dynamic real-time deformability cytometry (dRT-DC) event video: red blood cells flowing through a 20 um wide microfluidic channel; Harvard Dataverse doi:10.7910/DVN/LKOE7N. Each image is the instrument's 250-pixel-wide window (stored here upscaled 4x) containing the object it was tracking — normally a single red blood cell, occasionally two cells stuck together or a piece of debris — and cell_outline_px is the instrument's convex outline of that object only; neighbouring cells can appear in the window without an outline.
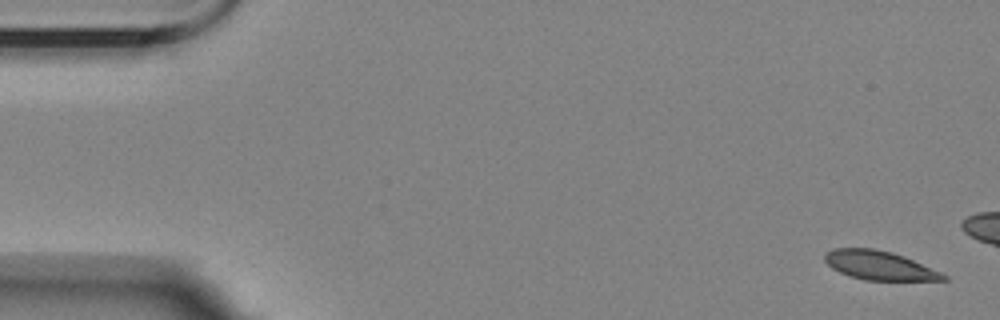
{"species": "Egyptian fruit bat (a non-hibernating species)", "species_latin": "Rousettus aegyptiacus", "temperature_condition": "room temperature", "stored_images_in_passage": 8, "camera_frame_rate_fps": 3000, "um_per_image_px": 0.085, "animal": {"sex": "female"}, "frame": {"image": 1, "passage_image": 1, "time_ms": 0.0, "image_size_px": [1000, 320], "cell_outline_px": [[948, 280], [864, 280], [848, 276], [832, 268], [824, 260], [824, 252], [836, 248], [872, 248], [892, 252], [904, 256], [940, 272], [948, 276]], "centroid_in_image_um": [74.71, 22.56], "position_along_channel_um": 10.3, "area_um2": 19.94}}
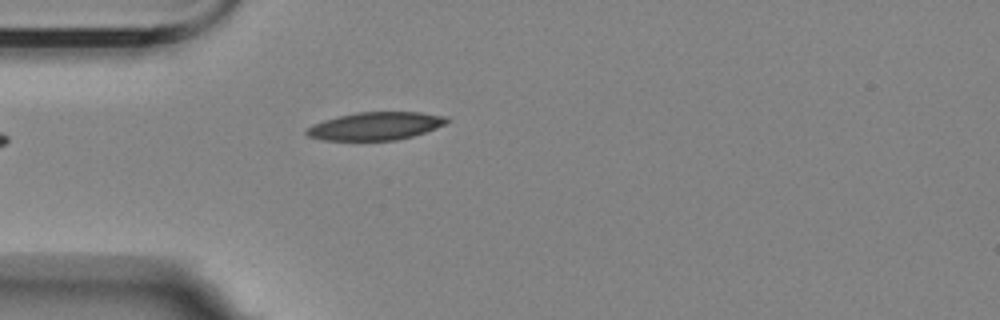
{"frame": {"image": 2, "passage_image": 8, "time_ms": 9.0, "image_size_px": [1000, 320], "cell_outline_px": [[452, 120], [448, 124], [412, 136], [396, 140], [324, 140], [308, 136], [304, 132], [312, 124], [324, 120], [356, 112], [424, 112], [448, 116]], "centroid_in_image_um": [31.99, 10.7], "position_along_channel_um": 53.0, "area_um2": 22.95}}